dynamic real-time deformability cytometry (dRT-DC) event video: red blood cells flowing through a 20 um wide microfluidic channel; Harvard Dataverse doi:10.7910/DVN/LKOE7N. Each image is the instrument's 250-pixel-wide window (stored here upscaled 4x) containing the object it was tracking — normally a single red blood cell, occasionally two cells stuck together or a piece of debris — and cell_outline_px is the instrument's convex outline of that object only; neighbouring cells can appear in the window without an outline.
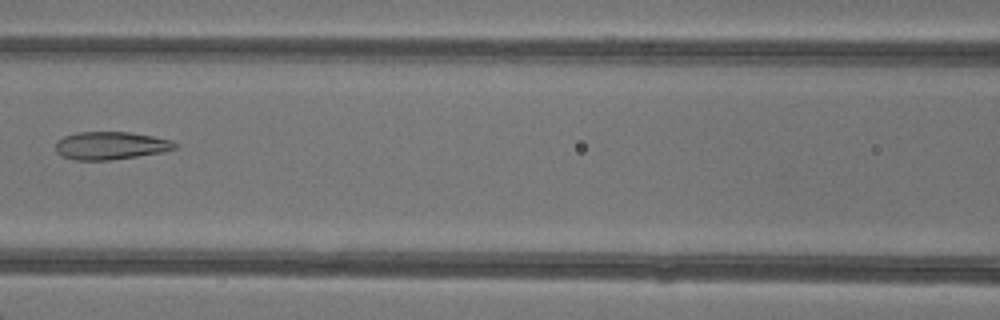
{"species": "common noctule bat (a hibernating species)", "species_latin": "Nyctalus noctula", "temperature_condition": "warm", "stored_images_in_passage": 7, "camera_frame_rate_fps": 3000, "um_per_image_px": 0.085, "animal": {"sex": "female"}, "frame": {"image": 1, "passage_image": 7, "time_ms": 7.0, "image_size_px": [1000, 320], "cell_outline_px": [[176, 148], [160, 152], [136, 156], [108, 160], [76, 160], [64, 156], [56, 152], [56, 140], [64, 136], [76, 132], [128, 132], [152, 136], [172, 140], [176, 144]], "centroid_in_image_um": [9.37, 12.36], "position_along_channel_um": 157.2, "area_um2": 19.13}}